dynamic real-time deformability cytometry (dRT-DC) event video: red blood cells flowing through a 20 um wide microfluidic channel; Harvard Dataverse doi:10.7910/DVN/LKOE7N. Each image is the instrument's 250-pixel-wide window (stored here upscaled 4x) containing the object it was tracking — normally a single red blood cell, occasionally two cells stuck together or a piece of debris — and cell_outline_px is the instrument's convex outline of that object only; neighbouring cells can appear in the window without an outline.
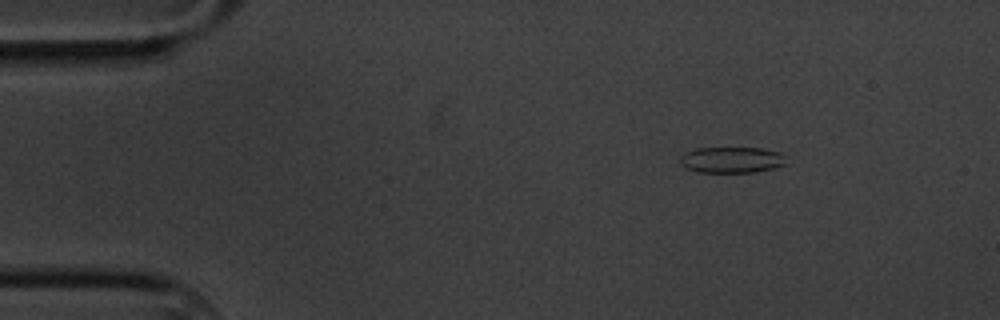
{"species": "common noctule bat (a hibernating species)", "species_latin": "Nyctalus noctula", "temperature_condition": "cold", "stored_images_in_passage": 3, "camera_frame_rate_fps": 3000, "um_per_image_px": 0.085, "animal": {"sex": "male", "body_mass_g": 20.1, "forearm_length_mm": 53.5}, "frame": {"image": 1, "passage_image": 3, "time_ms": 3.333, "image_size_px": [1000, 320], "cell_outline_px": [[784, 164], [772, 168], [756, 172], [696, 172], [684, 168], [680, 164], [680, 156], [684, 152], [696, 148], [764, 148], [780, 152]], "centroid_in_image_um": [62.09, 13.59], "position_along_channel_um": 22.9, "area_um2": 16.07}}